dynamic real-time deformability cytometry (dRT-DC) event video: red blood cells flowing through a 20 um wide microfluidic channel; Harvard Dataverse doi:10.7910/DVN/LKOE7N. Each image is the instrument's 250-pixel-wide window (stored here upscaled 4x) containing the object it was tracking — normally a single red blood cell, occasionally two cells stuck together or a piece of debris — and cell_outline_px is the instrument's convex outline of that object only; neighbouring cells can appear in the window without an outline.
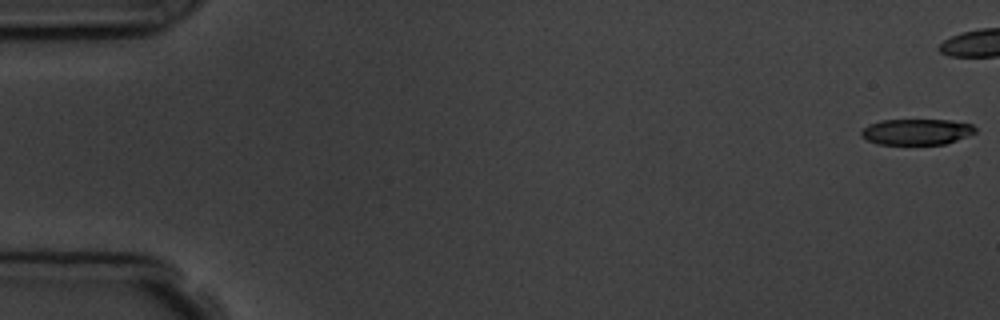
{"species": "common noctule bat (a hibernating species)", "species_latin": "Nyctalus noctula", "temperature_condition": "room temperature", "stored_images_in_passage": 5, "camera_frame_rate_fps": 3000, "um_per_image_px": 0.085, "animal": {"sex": "male", "body_mass_g": 19.5, "forearm_length_mm": 54.6}, "frame": {"image": 1, "passage_image": 1, "time_ms": 0.0, "image_size_px": [1000, 320], "cell_outline_px": [[976, 132], [968, 136], [944, 144], [876, 144], [860, 136], [860, 132], [868, 124], [880, 120], [948, 120], [972, 124], [976, 128]], "centroid_in_image_um": [77.89, 11.2], "position_along_channel_um": 7.1, "area_um2": 17.22}}